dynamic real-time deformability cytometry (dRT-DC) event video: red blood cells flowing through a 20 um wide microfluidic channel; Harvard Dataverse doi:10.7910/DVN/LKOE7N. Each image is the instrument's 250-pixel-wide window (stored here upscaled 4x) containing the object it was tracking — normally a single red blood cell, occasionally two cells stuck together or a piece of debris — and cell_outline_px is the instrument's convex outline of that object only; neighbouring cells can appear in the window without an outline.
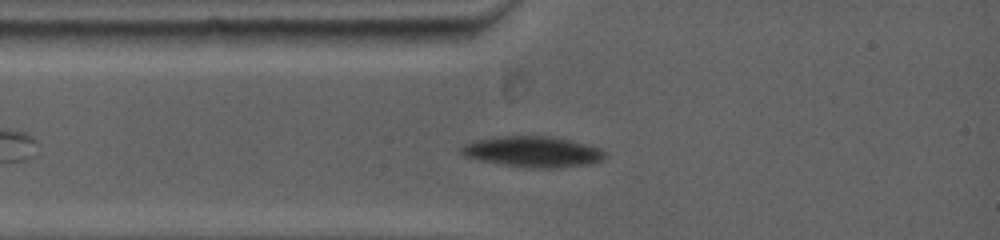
{"species": "common noctule bat (a hibernating species)", "species_latin": "Nyctalus noctula", "temperature_condition": "warm", "stored_images_in_passage": 34, "camera_frame_rate_fps": 5000, "um_per_image_px": 0.085, "animal": {"sex": "female", "body_mass_g": 19.0, "forearm_length_mm": 53.3}, "frame": {"image": 1, "passage_image": 5, "time_ms": 1.6, "image_size_px": [1000, 240], "cell_outline_px": [[600, 156], [596, 160], [548, 168], [508, 164], [468, 156], [464, 152], [464, 148], [472, 144], [484, 140], [512, 136], [544, 136], [564, 140], [600, 152]], "centroid_in_image_um": [45.19, 12.88], "position_along_channel_um": 39.8, "area_um2": 22.08}}
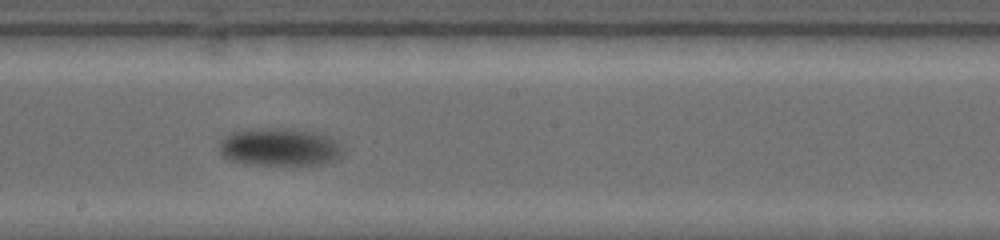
{"frame": {"image": 2, "passage_image": 18, "time_ms": 6.8, "image_size_px": [1000, 240], "cell_outline_px": [[336, 148], [332, 156], [328, 160], [320, 164], [244, 164], [236, 160], [224, 152], [224, 140], [228, 136], [236, 132], [272, 128], [320, 132]], "centroid_in_image_um": [23.7, 12.5], "position_along_channel_um": 224.5, "area_um2": 24.45}}
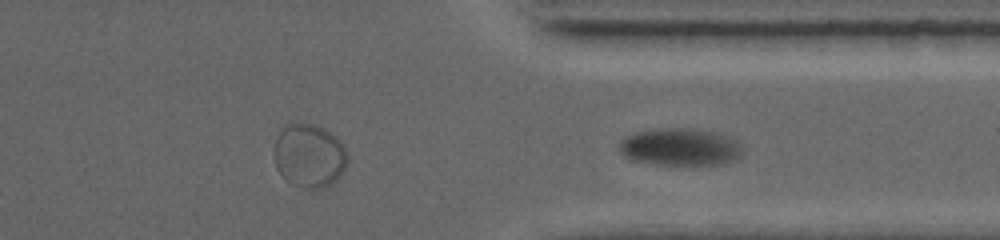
{"frame": {"image": 3, "passage_image": 28, "time_ms": 10.4, "image_size_px": [1000, 240], "cell_outline_px": [[736, 160], [720, 164], [664, 164], [632, 156], [624, 152], [620, 148], [620, 144], [628, 136], [636, 132], [664, 128], [692, 128], [708, 132], [736, 140]], "centroid_in_image_um": [57.83, 12.47], "position_along_channel_um": 353.6, "area_um2": 24.74}, "authors_computed_cell_mechanics": {"area_um2": 23.7558, "velocity_mm_per_s": 3.5726, "shape_relaxation_time_tau1_ms": 2.8059, "shape_relaxation_time_tau2_ms": null, "deformation_change_tau1": 0.1355, "deformation_change_tau2": null}}